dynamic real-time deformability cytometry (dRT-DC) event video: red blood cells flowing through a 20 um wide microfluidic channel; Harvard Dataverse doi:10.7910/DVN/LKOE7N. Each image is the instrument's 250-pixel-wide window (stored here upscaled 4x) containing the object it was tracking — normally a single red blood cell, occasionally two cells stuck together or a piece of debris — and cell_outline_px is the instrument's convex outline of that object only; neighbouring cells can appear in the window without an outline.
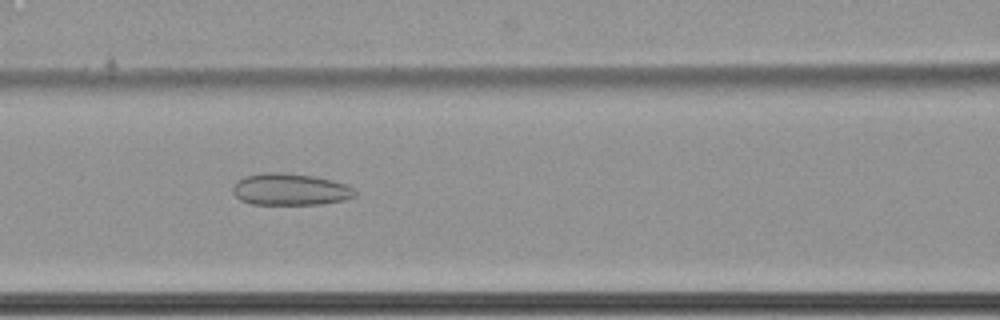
{"species": "common noctule bat (a hibernating species)", "species_latin": "Nyctalus noctula", "temperature_condition": "cold", "stored_images_in_passage": 64, "camera_frame_rate_fps": 3000, "um_per_image_px": 0.085, "animal": {"sex": "female", "body_mass_g": 22.7, "forearm_length_mm": 54.2}, "frame": {"image": 1, "passage_image": 31, "time_ms": 10.0, "image_size_px": [1000, 320], "cell_outline_px": [[356, 196], [344, 200], [324, 204], [252, 204], [240, 200], [232, 192], [232, 184], [236, 180], [244, 176], [264, 172], [288, 172], [312, 176], [332, 180], [344, 184], [352, 188], [356, 192]], "centroid_in_image_um": [24.62, 16.09], "position_along_channel_um": 142.0, "area_um2": 22.89}}
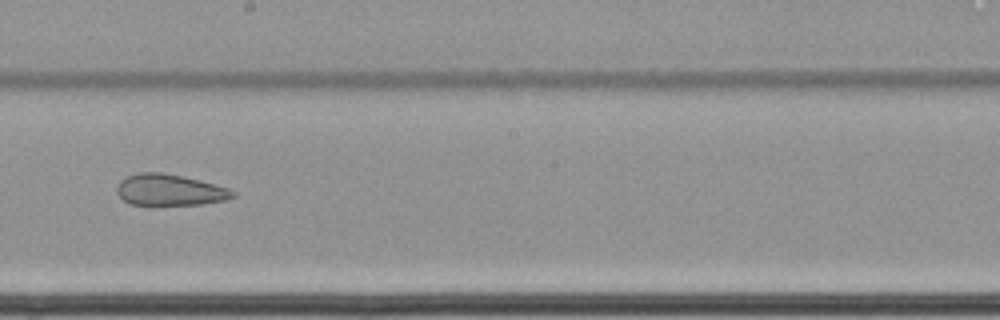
{"frame": {"image": 2, "passage_image": 39, "time_ms": 12.667, "image_size_px": [1000, 320], "cell_outline_px": [[236, 196], [228, 200], [200, 204], [152, 208], [128, 204], [116, 192], [116, 188], [120, 180], [128, 176], [140, 172], [160, 172], [200, 180], [228, 188], [236, 192]], "centroid_in_image_um": [14.4, 16.2], "position_along_channel_um": 233.8, "area_um2": 22.02}}
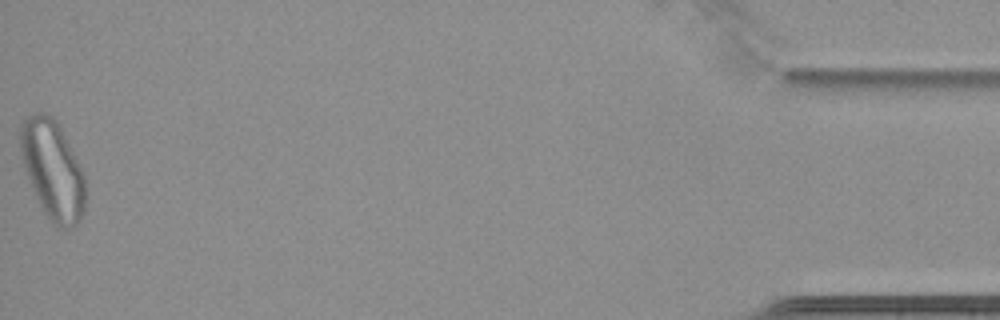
{"frame": {"image": 3, "passage_image": 64, "time_ms": 21.0, "image_size_px": [1000, 320], "cell_outline_px": [[84, 212], [80, 220], [76, 224], [68, 228], [56, 228], [52, 224], [44, 212], [36, 196], [24, 168], [20, 148], [20, 128], [24, 120], [28, 116], [36, 112], [44, 112], [52, 116], [56, 120], [84, 172]], "centroid_in_image_um": [4.47, 14.44], "position_along_channel_um": 430.7, "area_um2": 37.17}}